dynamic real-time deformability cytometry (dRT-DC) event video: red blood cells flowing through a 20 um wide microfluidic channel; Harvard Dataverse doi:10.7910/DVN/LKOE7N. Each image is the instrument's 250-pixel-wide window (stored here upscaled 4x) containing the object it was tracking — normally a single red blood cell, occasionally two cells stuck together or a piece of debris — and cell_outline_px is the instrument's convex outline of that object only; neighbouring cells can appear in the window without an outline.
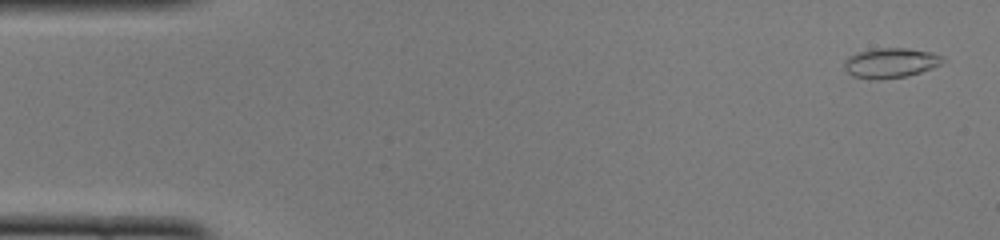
{"species": "common noctule bat (a hibernating species)", "species_latin": "Nyctalus noctula", "temperature_condition": "cold", "stored_images_in_passage": 50, "camera_frame_rate_fps": 3000, "um_per_image_px": 0.085, "animal": {"sex": "female", "body_mass_g": 22.0, "forearm_length_mm": 56.7}, "frame": {"image": 1, "passage_image": 2, "time_ms": 0.333, "image_size_px": [1000, 240], "cell_outline_px": [[944, 60], [940, 64], [932, 68], [908, 76], [880, 80], [868, 80], [852, 76], [844, 68], [844, 60], [848, 56], [860, 52], [876, 48], [904, 48], [932, 52], [944, 56]], "centroid_in_image_um": [75.68, 5.36], "position_along_channel_um": 9.3, "area_um2": 17.34}}
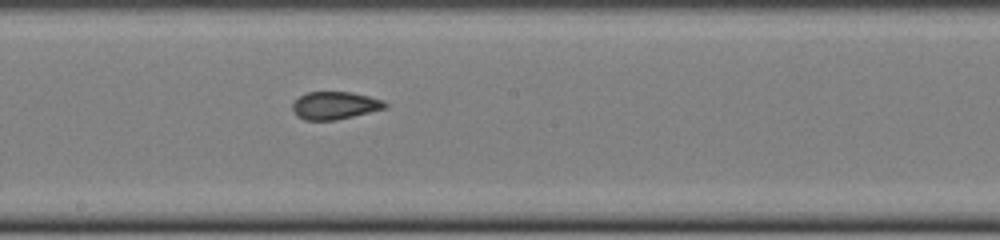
{"frame": {"image": 2, "passage_image": 27, "time_ms": 8.667, "image_size_px": [1000, 240], "cell_outline_px": [[388, 108], [336, 120], [304, 120], [296, 116], [292, 108], [292, 104], [300, 96], [308, 92], [352, 92], [384, 100], [388, 104]], "centroid_in_image_um": [28.49, 8.97], "position_along_channel_um": 219.7, "area_um2": 15.03}}
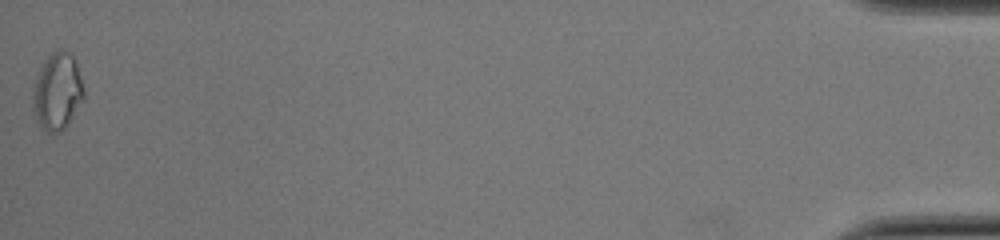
{"frame": {"image": 3, "passage_image": 50, "time_ms": 16.333, "image_size_px": [1000, 240], "cell_outline_px": [[84, 100], [64, 128], [60, 132], [48, 132], [36, 120], [32, 108], [32, 92], [36, 76], [40, 64], [52, 52], [60, 48], [68, 52], [72, 56], [76, 64], [84, 88]], "centroid_in_image_um": [4.85, 7.75], "position_along_channel_um": 430.4, "area_um2": 22.95}, "authors_computed_cell_mechanics": {"area_um2": 15.7794, "velocity_mm_per_s": 3.9978, "shape_relaxation_time_tau1_ms": null, "shape_relaxation_time_tau2_ms": 1.2324, "deformation_change_tau1": null, "deformation_change_tau2": 0.079}}